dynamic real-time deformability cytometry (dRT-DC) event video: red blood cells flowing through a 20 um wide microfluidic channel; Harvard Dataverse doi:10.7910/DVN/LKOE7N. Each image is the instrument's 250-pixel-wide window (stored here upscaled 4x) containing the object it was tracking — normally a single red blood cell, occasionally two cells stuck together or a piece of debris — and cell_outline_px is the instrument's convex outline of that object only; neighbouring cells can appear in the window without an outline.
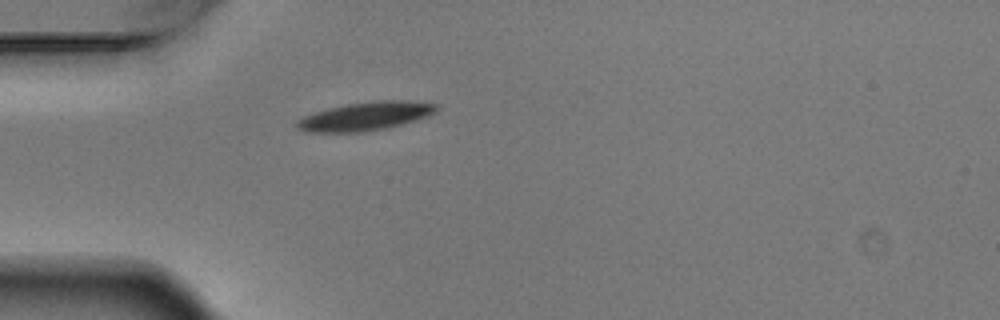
{"species": "Egyptian fruit bat (a non-hibernating species)", "species_latin": "Rousettus aegyptiacus", "temperature_condition": "warm", "stored_images_in_passage": 2, "camera_frame_rate_fps": 3000, "um_per_image_px": 0.085, "animal": {"sex": "male"}, "frame": {"image": 1, "passage_image": 2, "time_ms": 0.333, "image_size_px": [1000, 320], "cell_outline_px": [[440, 108], [436, 112], [428, 116], [416, 120], [384, 128], [360, 132], [304, 132], [296, 128], [296, 120], [304, 116], [328, 108], [344, 104], [376, 100], [408, 100], [440, 104]], "centroid_in_image_um": [31.09, 9.86], "position_along_channel_um": 53.9, "area_um2": 23.35}}